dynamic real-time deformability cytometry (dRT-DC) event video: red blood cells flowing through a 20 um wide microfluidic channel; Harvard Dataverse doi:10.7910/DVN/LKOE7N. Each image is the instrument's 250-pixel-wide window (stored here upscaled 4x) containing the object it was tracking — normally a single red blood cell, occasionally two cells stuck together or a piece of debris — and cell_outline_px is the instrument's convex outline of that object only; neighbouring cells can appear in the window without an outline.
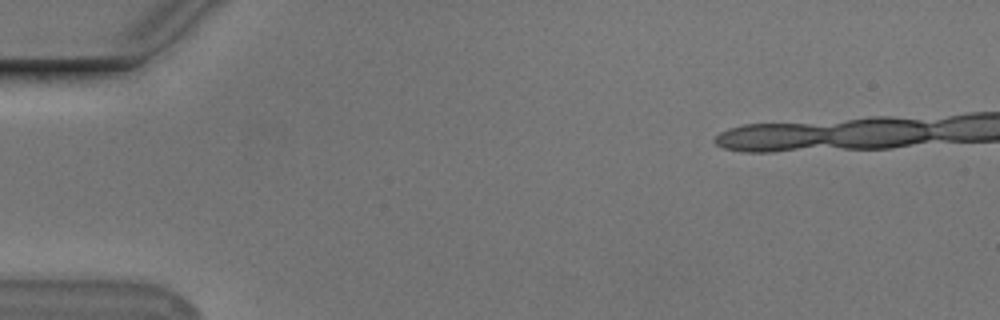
{"species": "Egyptian fruit bat (a non-hibernating species)", "species_latin": "Rousettus aegyptiacus", "temperature_condition": "cold", "stored_images_in_passage": 2, "camera_frame_rate_fps": 3000, "um_per_image_px": 0.085, "animal": {"sex": "male"}, "frame": {"image": 1, "passage_image": 1, "time_ms": 0.0, "image_size_px": [1000, 320], "cell_outline_px": [[828, 140], [808, 144], [784, 148], [736, 148], [760, 124], [792, 124], [820, 128]], "centroid_in_image_um": [66.5, 11.6], "position_along_channel_um": 18.5, "area_um2": 11.68}}